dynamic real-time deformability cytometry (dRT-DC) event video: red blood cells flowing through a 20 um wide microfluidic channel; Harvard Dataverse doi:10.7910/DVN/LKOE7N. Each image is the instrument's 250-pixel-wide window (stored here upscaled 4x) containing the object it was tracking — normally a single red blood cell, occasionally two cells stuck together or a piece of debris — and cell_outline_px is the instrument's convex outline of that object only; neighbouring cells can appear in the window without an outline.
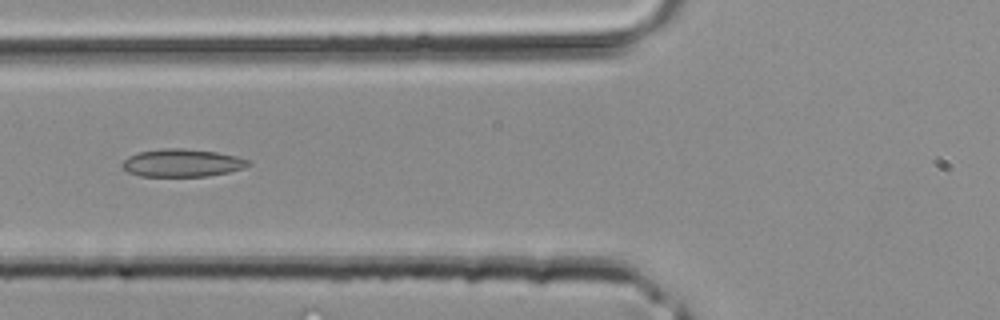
{"species": "common noctule bat (a hibernating species)", "species_latin": "Nyctalus noctula", "temperature_condition": "room temperature", "stored_images_in_passage": 27, "camera_frame_rate_fps": 3000, "um_per_image_px": 0.085, "animal": {"sex": "male", "body_mass_g": 20.4}, "frame": {"image": 1, "passage_image": 3, "time_ms": 0.667, "image_size_px": [1000, 320], "cell_outline_px": [[252, 164], [244, 168], [228, 172], [208, 176], [140, 176], [128, 172], [120, 164], [128, 156], [140, 152], [160, 148], [180, 148], [216, 152], [236, 156], [248, 160]], "centroid_in_image_um": [15.47, 13.85], "position_along_channel_um": 110.3, "area_um2": 20.35}}
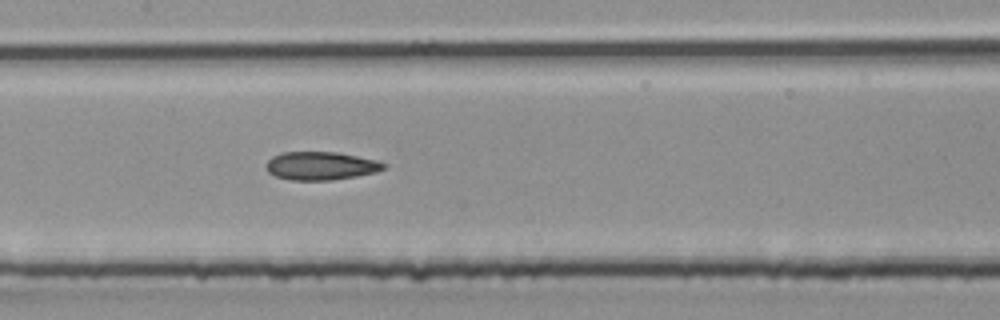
{"frame": {"image": 2, "passage_image": 7, "time_ms": 2.0, "image_size_px": [1000, 320], "cell_outline_px": [[388, 164], [384, 168], [376, 172], [356, 176], [332, 180], [292, 180], [276, 176], [268, 172], [264, 164], [272, 156], [280, 152], [336, 152], [380, 160]], "centroid_in_image_um": [27.28, 14.09], "position_along_channel_um": 180.1, "area_um2": 19.54}}
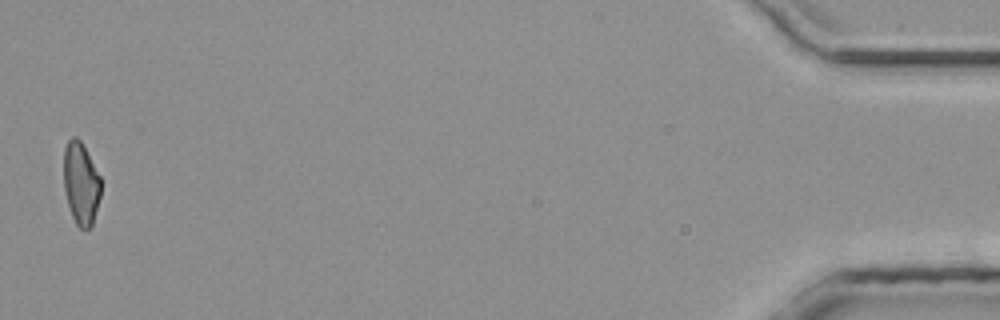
{"frame": {"image": 3, "passage_image": 27, "time_ms": 8.667, "image_size_px": [1000, 320], "cell_outline_px": [[100, 196], [92, 224], [84, 232], [76, 224], [72, 216], [68, 204], [64, 188], [64, 148], [68, 140], [72, 136], [76, 136], [80, 140], [100, 176]], "centroid_in_image_um": [6.87, 15.59], "position_along_channel_um": 428.3, "area_um2": 17.69}}